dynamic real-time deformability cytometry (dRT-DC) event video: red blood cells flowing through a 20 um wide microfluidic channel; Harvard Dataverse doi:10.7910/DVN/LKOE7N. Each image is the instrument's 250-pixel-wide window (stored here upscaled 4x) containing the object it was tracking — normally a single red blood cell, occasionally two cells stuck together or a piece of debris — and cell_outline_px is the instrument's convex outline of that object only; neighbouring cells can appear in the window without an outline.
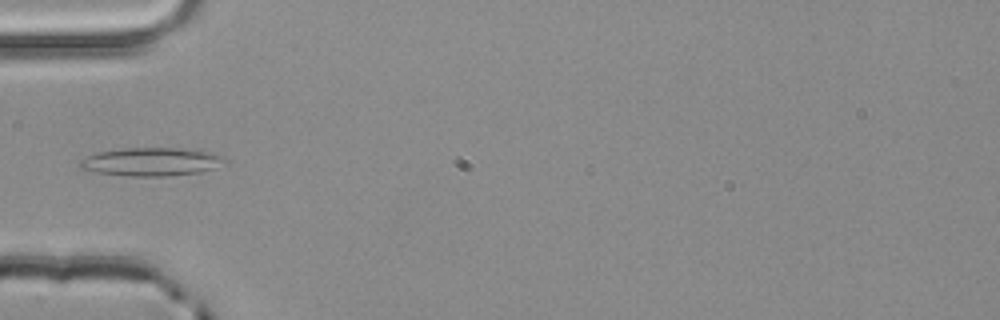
{"species": "common noctule bat (a hibernating species)", "species_latin": "Nyctalus noctula", "temperature_condition": "room temperature", "stored_images_in_passage": 4, "camera_frame_rate_fps": 3000, "um_per_image_px": 0.085, "animal": {"sex": "male", "body_mass_g": 20.4}, "frame": {"image": 1, "passage_image": 4, "time_ms": 1.0, "image_size_px": [1000, 320], "cell_outline_px": [[228, 160], [212, 168], [200, 172], [164, 176], [128, 176], [96, 172], [80, 168], [76, 164], [80, 160], [96, 152], [120, 148], [184, 148], [212, 152], [224, 156]], "centroid_in_image_um": [12.83, 13.74], "position_along_channel_um": 72.2, "area_um2": 23.99}}